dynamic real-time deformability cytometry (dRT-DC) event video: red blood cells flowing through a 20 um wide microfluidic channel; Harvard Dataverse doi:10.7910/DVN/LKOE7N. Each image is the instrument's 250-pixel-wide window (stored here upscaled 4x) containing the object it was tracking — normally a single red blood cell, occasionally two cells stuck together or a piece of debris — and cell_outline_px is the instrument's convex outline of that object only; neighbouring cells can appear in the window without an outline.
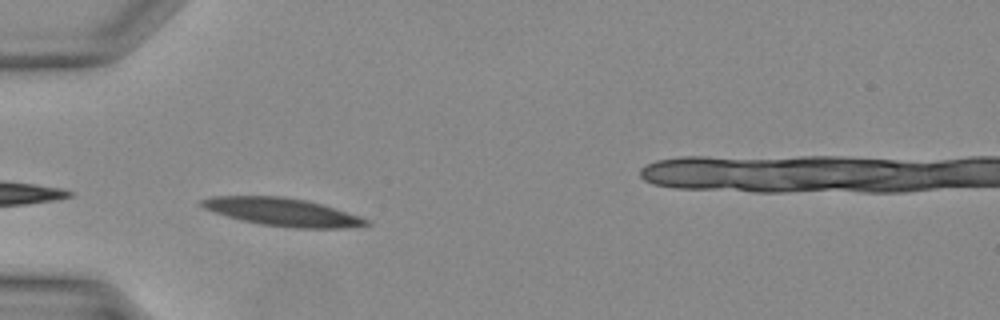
{"species": "Egyptian fruit bat (a non-hibernating species)", "species_latin": "Rousettus aegyptiacus", "temperature_condition": "warm", "stored_images_in_passage": 17, "camera_frame_rate_fps": 3000, "um_per_image_px": 0.085, "animal": {"sex": "female"}, "frame": {"image": 1, "passage_image": 6, "time_ms": 1.667, "image_size_px": [1000, 320], "cell_outline_px": [[372, 224], [344, 228], [292, 228], [260, 224], [228, 216], [204, 208], [200, 204], [200, 200], [212, 196], [280, 196], [304, 200], [320, 204], [360, 216], [372, 220]], "centroid_in_image_um": [24.05, 18.02], "position_along_channel_um": 61.0, "area_um2": 26.47}}